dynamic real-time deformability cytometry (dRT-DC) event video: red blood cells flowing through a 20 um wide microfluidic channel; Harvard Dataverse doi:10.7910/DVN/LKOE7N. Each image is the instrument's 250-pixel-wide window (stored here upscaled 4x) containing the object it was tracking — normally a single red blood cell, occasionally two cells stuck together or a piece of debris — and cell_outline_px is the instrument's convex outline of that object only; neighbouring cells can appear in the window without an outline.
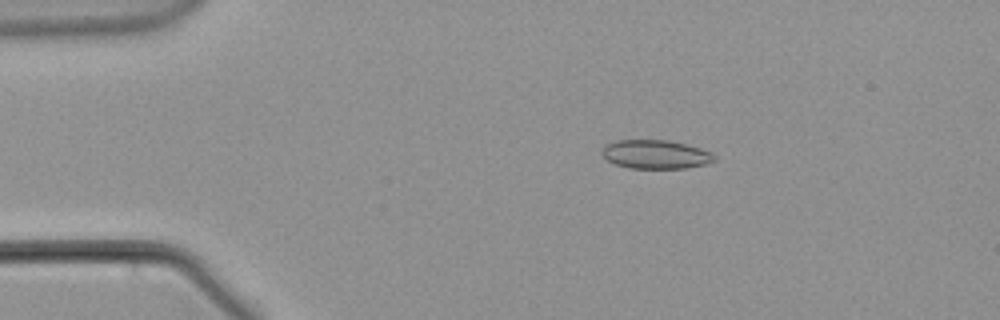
{"species": "common noctule bat (a hibernating species)", "species_latin": "Nyctalus noctula", "temperature_condition": "warm", "stored_images_in_passage": 55, "camera_frame_rate_fps": 3000, "um_per_image_px": 0.085, "animal": {"sex": "male", "body_mass_g": 21.5, "forearm_length_mm": 52.0}, "frame": {"image": 1, "passage_image": 9, "time_ms": 2.667, "image_size_px": [1000, 320], "cell_outline_px": [[716, 160], [704, 164], [684, 168], [628, 168], [616, 164], [608, 160], [600, 152], [604, 144], [616, 140], [668, 140], [700, 148], [712, 152], [716, 156]], "centroid_in_image_um": [55.7, 13.11], "position_along_channel_um": 29.3, "area_um2": 18.84}}
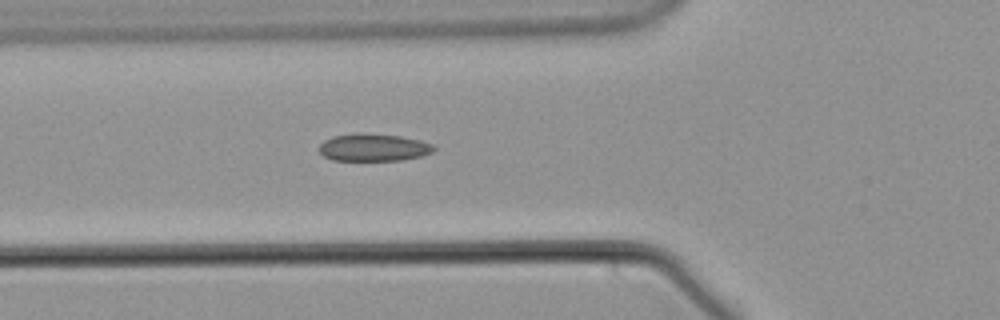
{"frame": {"image": 2, "passage_image": 19, "time_ms": 6.0, "image_size_px": [1000, 320], "cell_outline_px": [[436, 148], [432, 152], [420, 156], [400, 160], [332, 160], [324, 156], [320, 152], [320, 144], [324, 140], [332, 136], [360, 132], [400, 136], [420, 140], [432, 144]], "centroid_in_image_um": [31.73, 12.52], "position_along_channel_um": 94.1, "area_um2": 18.32}}
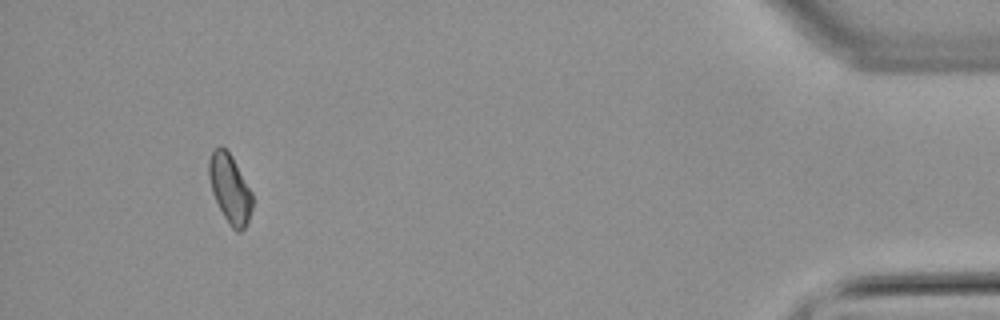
{"frame": {"image": 3, "passage_image": 51, "time_ms": 16.667, "image_size_px": [1000, 320], "cell_outline_px": [[252, 208], [248, 220], [244, 228], [240, 232], [236, 232], [228, 224], [212, 192], [208, 176], [208, 160], [212, 148], [220, 144], [232, 156], [252, 192]], "centroid_in_image_um": [19.52, 16.0], "position_along_channel_um": 415.7, "area_um2": 17.51}}